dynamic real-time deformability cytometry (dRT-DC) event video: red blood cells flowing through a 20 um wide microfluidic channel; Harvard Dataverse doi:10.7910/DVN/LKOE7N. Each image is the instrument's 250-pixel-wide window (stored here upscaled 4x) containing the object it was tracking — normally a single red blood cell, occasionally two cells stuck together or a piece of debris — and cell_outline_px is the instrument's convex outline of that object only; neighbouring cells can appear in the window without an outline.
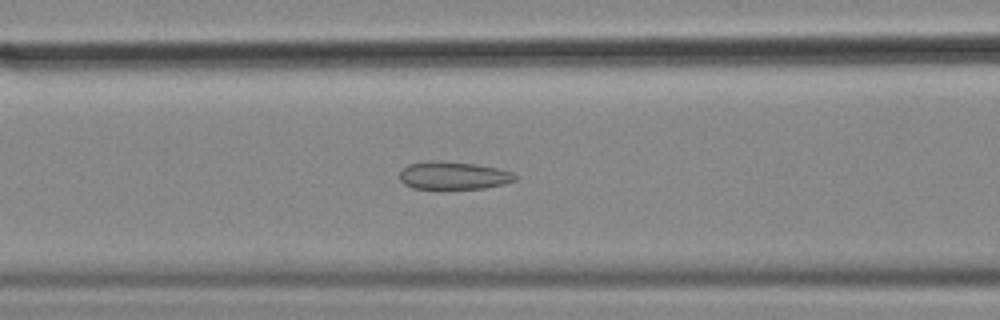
{"species": "common noctule bat (a hibernating species)", "species_latin": "Nyctalus noctula", "temperature_condition": "cold", "stored_images_in_passage": 55, "camera_frame_rate_fps": 3000, "um_per_image_px": 0.085, "animal": {"sex": "female", "body_mass_g": 18.4}, "frame": {"image": 1, "passage_image": 22, "time_ms": 7.0, "image_size_px": [1000, 320], "cell_outline_px": [[520, 176], [516, 180], [504, 184], [484, 188], [440, 192], [412, 188], [404, 184], [400, 180], [400, 172], [408, 164], [432, 160], [440, 160], [476, 164], [496, 168], [512, 172]], "centroid_in_image_um": [38.52, 14.97], "position_along_channel_um": 128.1, "area_um2": 19.77}}
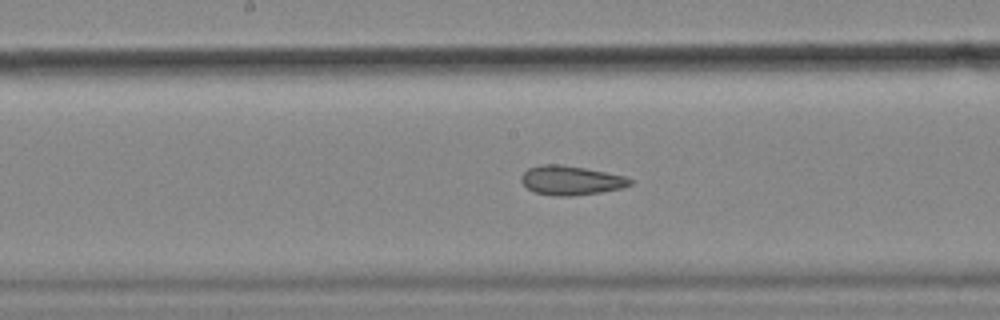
{"frame": {"image": 2, "passage_image": 28, "time_ms": 9.0, "image_size_px": [1000, 320], "cell_outline_px": [[632, 184], [624, 188], [600, 192], [572, 196], [556, 196], [536, 192], [528, 188], [520, 180], [520, 176], [528, 168], [540, 164], [560, 164], [584, 168], [624, 176], [632, 180]], "centroid_in_image_um": [48.52, 15.33], "position_along_channel_um": 199.7, "area_um2": 18.44}}
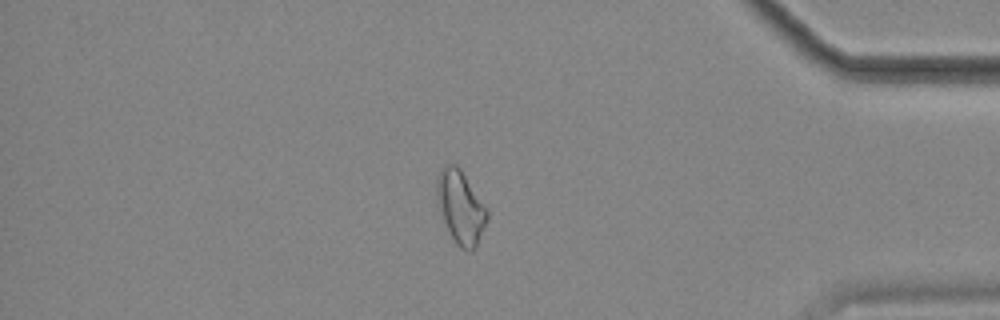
{"frame": {"image": 3, "passage_image": 47, "time_ms": 15.333, "image_size_px": [1000, 320], "cell_outline_px": [[488, 216], [484, 228], [476, 244], [468, 252], [460, 248], [456, 244], [440, 212], [436, 196], [436, 180], [444, 164], [456, 164], [460, 168], [488, 208]], "centroid_in_image_um": [39.15, 17.57], "position_along_channel_um": 396.0, "area_um2": 21.21}, "authors_computed_cell_mechanics": {"area_um2": 20.5768, "velocity_mm_per_s": 3.5937, "shape_relaxation_time_tau1_ms": null, "shape_relaxation_time_tau2_ms": 2.0637, "deformation_change_tau1": null, "deformation_change_tau2": 0.0813}}